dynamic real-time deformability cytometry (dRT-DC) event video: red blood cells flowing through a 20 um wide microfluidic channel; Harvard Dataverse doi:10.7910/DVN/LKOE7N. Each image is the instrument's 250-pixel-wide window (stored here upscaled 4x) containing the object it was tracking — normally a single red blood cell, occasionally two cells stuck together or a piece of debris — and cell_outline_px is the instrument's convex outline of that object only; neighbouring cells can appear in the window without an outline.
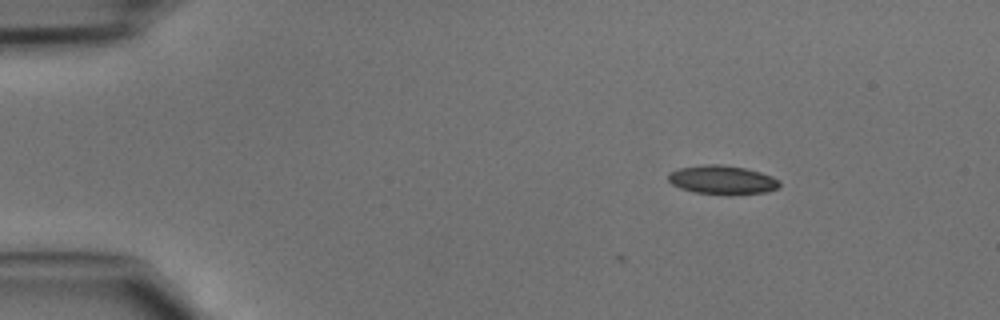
{"species": "common noctule bat (a hibernating species)", "species_latin": "Nyctalus noctula", "temperature_condition": "cold", "stored_images_in_passage": 3, "camera_frame_rate_fps": 3000, "um_per_image_px": 0.085, "animal": {"sex": "male", "body_mass_g": 15.6}, "frame": {"image": 1, "passage_image": 1, "time_ms": 0.0, "image_size_px": [1000, 320], "cell_outline_px": [[780, 184], [776, 188], [768, 192], [728, 196], [696, 192], [680, 188], [672, 184], [668, 180], [668, 172], [680, 168], [708, 164], [720, 164], [744, 168], [760, 172], [772, 176], [780, 180]], "centroid_in_image_um": [61.41, 15.31], "position_along_channel_um": 23.6, "area_um2": 18.9}}